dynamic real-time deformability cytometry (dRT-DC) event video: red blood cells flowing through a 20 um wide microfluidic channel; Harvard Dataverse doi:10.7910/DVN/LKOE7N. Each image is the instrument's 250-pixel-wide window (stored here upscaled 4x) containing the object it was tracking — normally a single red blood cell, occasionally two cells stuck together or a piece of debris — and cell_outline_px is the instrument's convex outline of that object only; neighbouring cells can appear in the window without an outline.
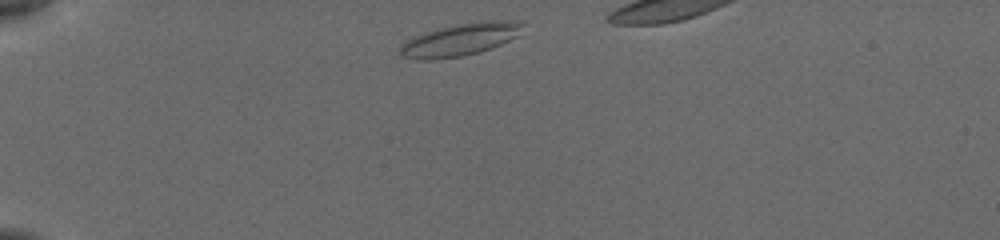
{"species": "common noctule bat (a hibernating species)", "species_latin": "Nyctalus noctula", "temperature_condition": "cold", "stored_images_in_passage": 37, "camera_frame_rate_fps": 3000, "um_per_image_px": 0.085, "animal": {"sex": "female", "body_mass_g": 19.5, "forearm_length_mm": 54.1}, "frame": {"image": 1, "passage_image": 2, "time_ms": 0.333, "image_size_px": [1000, 240], "cell_outline_px": [[520, 24], [512, 36], [508, 40], [500, 44], [476, 52], [460, 56], [428, 60], [404, 56], [400, 52], [404, 44], [408, 40], [416, 36], [440, 28], [480, 20], [492, 20]], "centroid_in_image_um": [39.01, 3.38], "position_along_channel_um": 46.0, "area_um2": 21.39}}
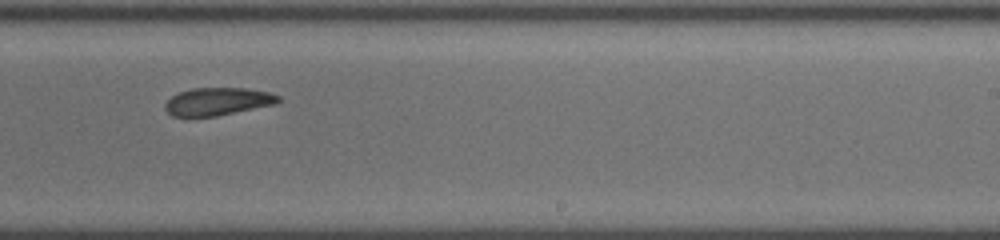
{"frame": {"image": 2, "passage_image": 23, "time_ms": 7.333, "image_size_px": [1000, 240], "cell_outline_px": [[280, 100], [276, 104], [216, 116], [172, 116], [164, 108], [164, 104], [172, 96], [180, 92], [192, 88], [244, 88], [268, 92], [280, 96]], "centroid_in_image_um": [18.5, 8.62], "position_along_channel_um": 270.5, "area_um2": 18.15}}
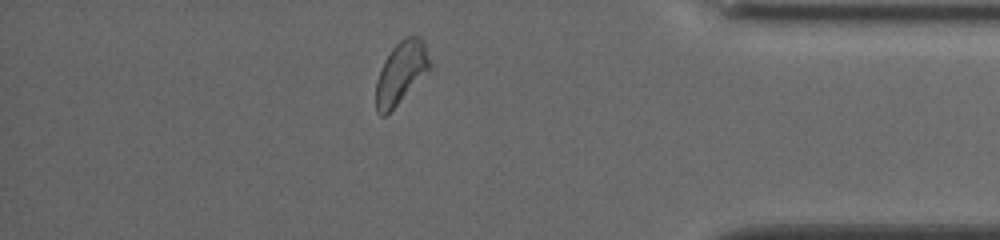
{"frame": {"image": 3, "passage_image": 35, "time_ms": 11.333, "image_size_px": [1000, 240], "cell_outline_px": [[432, 68], [384, 116], [380, 116], [376, 112], [376, 80], [384, 60], [392, 48], [400, 40], [408, 36], [420, 36], [424, 40]], "centroid_in_image_um": [34.09, 6.14], "position_along_channel_um": 401.1, "area_um2": 19.31}}